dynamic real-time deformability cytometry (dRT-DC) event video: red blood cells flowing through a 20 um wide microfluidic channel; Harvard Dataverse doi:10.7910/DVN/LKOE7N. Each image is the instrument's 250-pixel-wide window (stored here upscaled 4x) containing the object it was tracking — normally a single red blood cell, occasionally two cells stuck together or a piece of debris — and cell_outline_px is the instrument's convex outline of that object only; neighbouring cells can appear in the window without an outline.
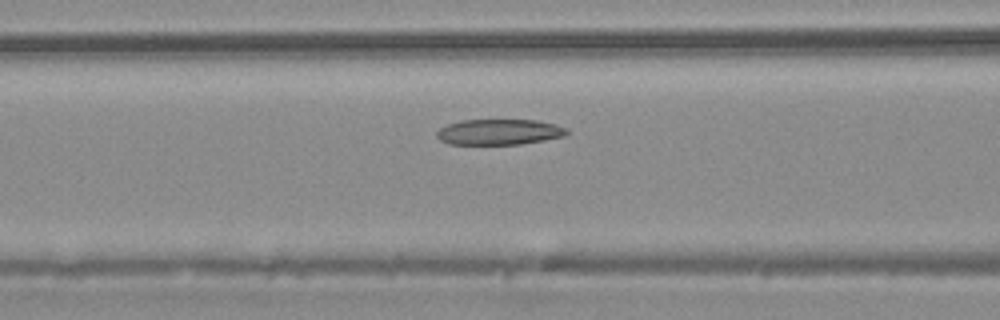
{"species": "common noctule bat (a hibernating species)", "species_latin": "Nyctalus noctula", "temperature_condition": "warm", "stored_images_in_passage": 29, "camera_frame_rate_fps": 3000, "um_per_image_px": 0.085, "animal": {"sex": "male", "body_mass_g": 20.4}, "frame": {"image": 1, "passage_image": 7, "time_ms": 2.0, "image_size_px": [1000, 320], "cell_outline_px": [[568, 132], [564, 136], [544, 140], [520, 144], [448, 144], [440, 140], [436, 136], [436, 132], [440, 128], [448, 124], [460, 120], [536, 120], [556, 124], [568, 128]], "centroid_in_image_um": [42.43, 11.21], "position_along_channel_um": 124.2, "area_um2": 19.48}}
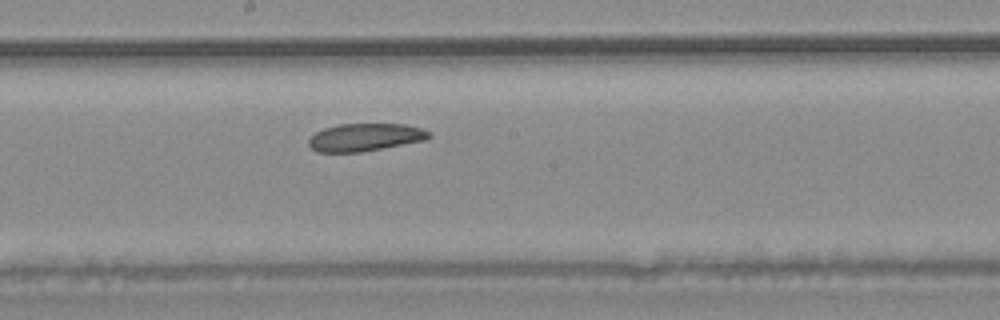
{"frame": {"image": 2, "passage_image": 13, "time_ms": 4.0, "image_size_px": [1000, 320], "cell_outline_px": [[432, 136], [428, 140], [360, 152], [316, 152], [308, 144], [308, 140], [316, 132], [324, 128], [340, 124], [404, 124], [420, 128], [432, 132]], "centroid_in_image_um": [31.07, 11.67], "position_along_channel_um": 217.1, "area_um2": 19.48}}
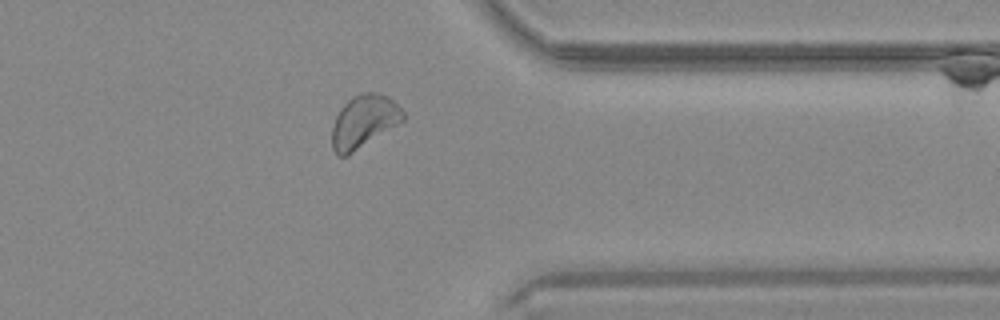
{"frame": {"image": 3, "passage_image": 24, "time_ms": 7.667, "image_size_px": [1000, 320], "cell_outline_px": [[404, 120], [348, 156], [336, 156], [332, 148], [332, 128], [336, 116], [340, 108], [352, 96], [360, 92], [376, 92], [388, 96], [404, 112]], "centroid_in_image_um": [30.9, 10.33], "position_along_channel_um": 380.5, "area_um2": 21.91}}